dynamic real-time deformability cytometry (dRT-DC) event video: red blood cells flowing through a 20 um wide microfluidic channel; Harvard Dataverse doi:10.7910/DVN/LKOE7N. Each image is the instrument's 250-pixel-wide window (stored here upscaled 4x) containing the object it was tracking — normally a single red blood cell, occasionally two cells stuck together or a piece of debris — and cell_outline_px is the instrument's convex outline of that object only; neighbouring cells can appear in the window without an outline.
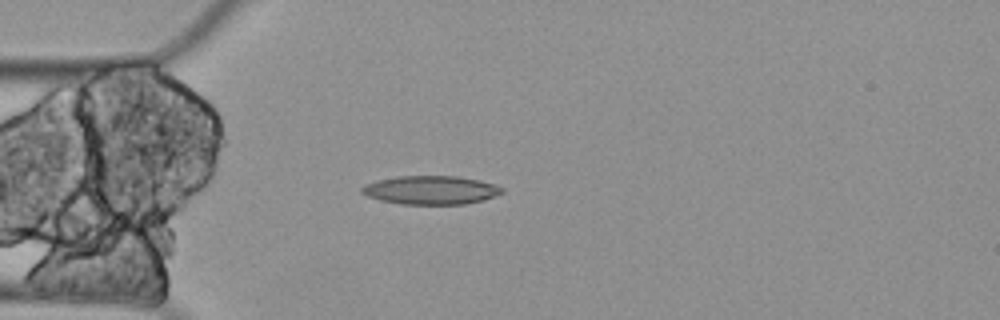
{"species": "Egyptian fruit bat (a non-hibernating species)", "species_latin": "Rousettus aegyptiacus", "temperature_condition": "cold", "stored_images_in_passage": 5, "camera_frame_rate_fps": 3000, "um_per_image_px": 0.085, "animal": {"sex": "female"}, "frame": {"image": 1, "passage_image": 4, "time_ms": 1.0, "image_size_px": [1000, 320], "cell_outline_px": [[504, 192], [480, 200], [464, 204], [400, 204], [380, 200], [368, 196], [360, 192], [360, 188], [364, 184], [376, 180], [396, 176], [456, 176], [480, 180], [496, 184], [504, 188]], "centroid_in_image_um": [36.58, 16.14], "position_along_channel_um": 48.4, "area_um2": 23.41}}